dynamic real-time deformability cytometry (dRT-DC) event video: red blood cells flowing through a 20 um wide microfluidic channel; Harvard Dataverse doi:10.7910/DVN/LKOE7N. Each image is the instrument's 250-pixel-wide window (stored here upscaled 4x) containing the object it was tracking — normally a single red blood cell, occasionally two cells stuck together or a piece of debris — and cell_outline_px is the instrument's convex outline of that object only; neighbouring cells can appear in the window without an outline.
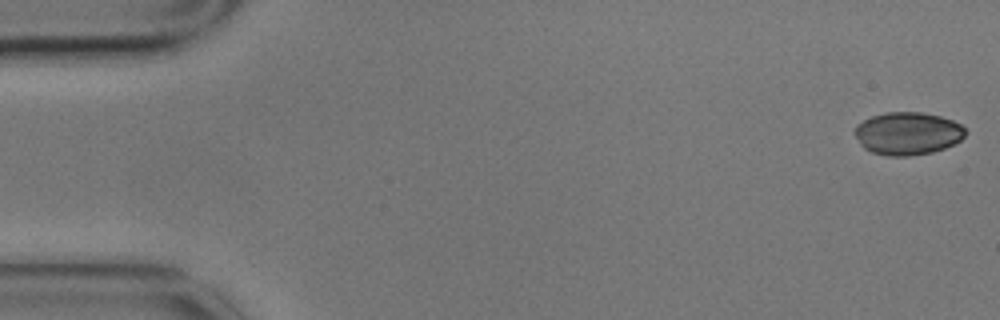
{"species": "common noctule bat (a hibernating species)", "species_latin": "Nyctalus noctula", "temperature_condition": "cold", "stored_images_in_passage": 11, "camera_frame_rate_fps": 3000, "um_per_image_px": 0.085, "animal": {"sex": "male", "body_mass_g": 17.9}, "frame": {"image": 1, "passage_image": 1, "time_ms": 0.0, "image_size_px": [1000, 320], "cell_outline_px": [[968, 132], [960, 140], [944, 148], [932, 152], [908, 156], [888, 156], [872, 152], [864, 148], [860, 144], [852, 132], [856, 124], [872, 116], [884, 112], [920, 112], [940, 116], [952, 120], [960, 124]], "centroid_in_image_um": [77.12, 11.34], "position_along_channel_um": 7.9, "area_um2": 27.69}}
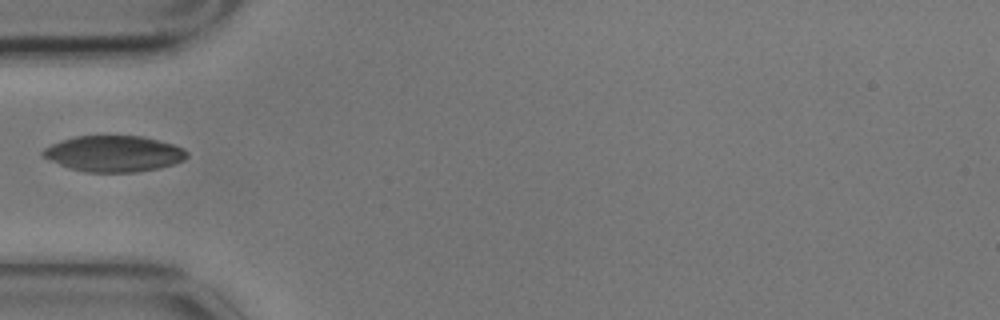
{"frame": {"image": 2, "passage_image": 5, "time_ms": 1.333, "image_size_px": [1000, 320], "cell_outline_px": [[188, 156], [184, 160], [172, 164], [156, 168], [136, 172], [84, 172], [68, 168], [40, 156], [40, 152], [44, 148], [60, 140], [76, 136], [144, 136], [172, 144], [184, 148], [188, 152]], "centroid_in_image_um": [9.64, 13.06], "position_along_channel_um": 75.4, "area_um2": 30.35}}
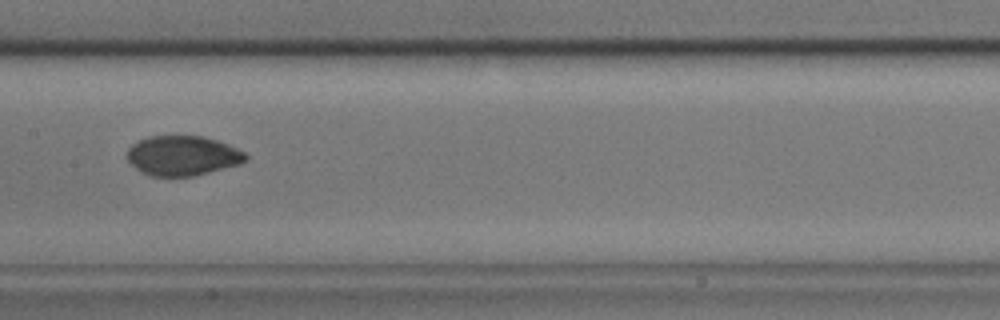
{"frame": {"image": 3, "passage_image": 8, "time_ms": 2.333, "image_size_px": [1000, 320], "cell_outline_px": [[248, 160], [240, 164], [192, 176], [152, 176], [136, 168], [124, 156], [128, 148], [132, 144], [148, 136], [176, 132], [204, 136], [228, 144], [244, 152], [248, 156]], "centroid_in_image_um": [15.5, 13.17], "position_along_channel_um": 191.9, "area_um2": 28.26}}